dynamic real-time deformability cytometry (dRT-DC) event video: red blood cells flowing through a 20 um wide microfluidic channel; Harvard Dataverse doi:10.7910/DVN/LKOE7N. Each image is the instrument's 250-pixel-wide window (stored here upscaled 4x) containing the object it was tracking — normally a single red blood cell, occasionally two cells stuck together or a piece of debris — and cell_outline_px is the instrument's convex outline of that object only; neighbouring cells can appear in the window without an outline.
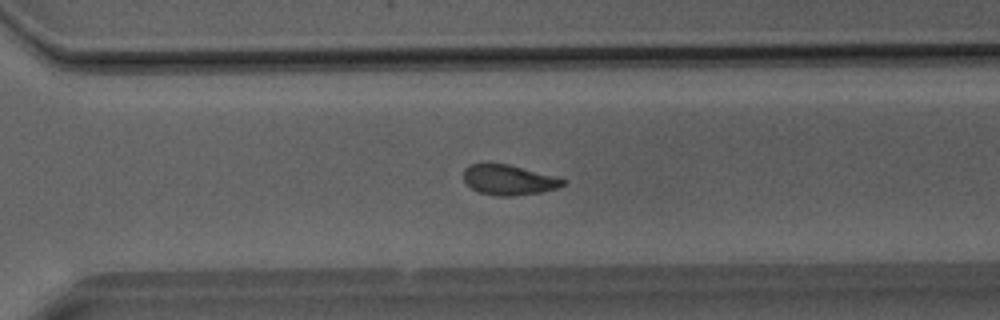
{"species": "Egyptian fruit bat (a non-hibernating species)", "species_latin": "Rousettus aegyptiacus", "temperature_condition": "room temperature", "stored_images_in_passage": 37, "segment_of_instrument_passage": [1, 2], "camera_frame_rate_fps": 3000, "um_per_image_px": 0.085, "animal": {"sex": "male"}, "frame": {"image": 1, "passage_image": 24, "time_ms": 7.667, "image_size_px": [1000, 320], "cell_outline_px": [[568, 180], [564, 184], [556, 188], [540, 192], [512, 196], [496, 196], [480, 192], [472, 188], [464, 180], [464, 168], [468, 164], [508, 164], [556, 176]], "centroid_in_image_um": [43.26, 15.29], "position_along_channel_um": 327.3, "area_um2": 17.34}}
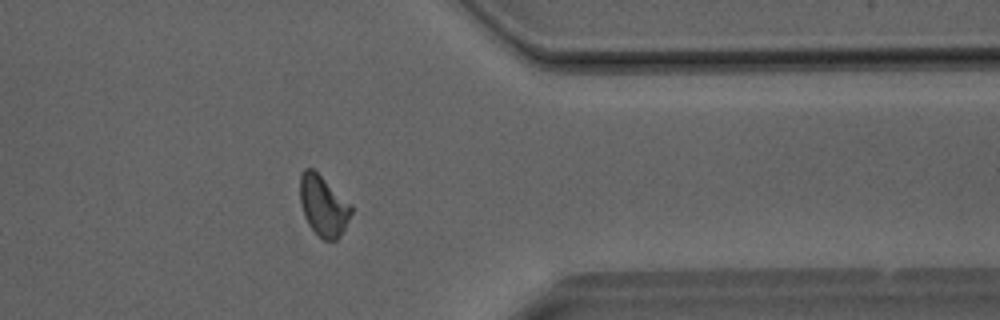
{"frame": {"image": 2, "passage_image": 28, "time_ms": 9.0, "image_size_px": [1000, 320], "cell_outline_px": [[352, 212], [340, 236], [336, 240], [324, 240], [308, 224], [304, 216], [300, 204], [300, 176], [304, 168], [312, 168], [352, 204]], "centroid_in_image_um": [27.48, 17.48], "position_along_channel_um": 383.9, "area_um2": 17.92}}
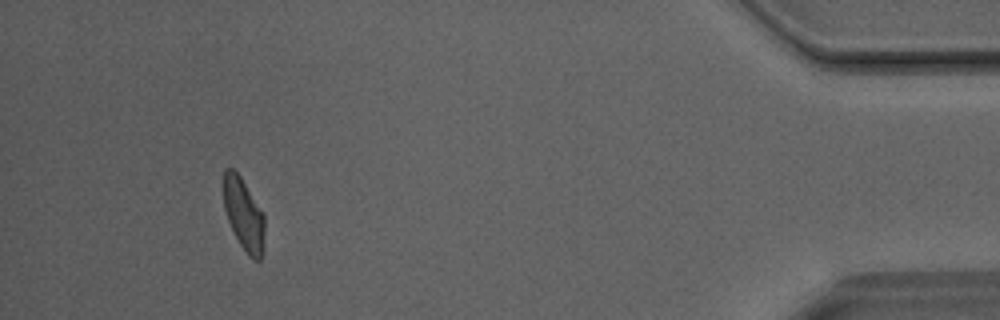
{"frame": {"image": 3, "passage_image": 33, "time_ms": 10.667, "image_size_px": [1000, 320], "cell_outline_px": [[264, 252], [260, 260], [252, 260], [248, 256], [240, 244], [228, 220], [224, 208], [224, 168], [232, 168], [240, 176], [264, 216]], "centroid_in_image_um": [20.73, 18.27], "position_along_channel_um": 414.5, "area_um2": 16.99}}